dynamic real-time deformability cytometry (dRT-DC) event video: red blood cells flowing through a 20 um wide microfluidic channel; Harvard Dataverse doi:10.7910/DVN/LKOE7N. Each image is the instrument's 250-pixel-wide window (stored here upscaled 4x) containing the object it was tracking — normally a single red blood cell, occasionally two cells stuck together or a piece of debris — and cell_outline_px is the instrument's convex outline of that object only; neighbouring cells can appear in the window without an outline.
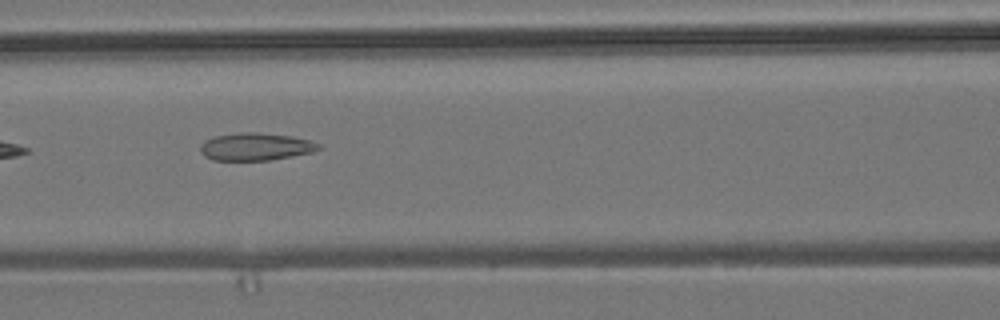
{"species": "common noctule bat (a hibernating species)", "species_latin": "Nyctalus noctula", "temperature_condition": "room temperature", "stored_images_in_passage": 9, "camera_frame_rate_fps": 3000, "um_per_image_px": 0.085, "animal": {"sex": "male", "body_mass_g": 19.2, "forearm_length_mm": 51.8}, "frame": {"image": 1, "passage_image": 7, "time_ms": 7.0, "image_size_px": [1000, 320], "cell_outline_px": [[320, 148], [312, 152], [272, 160], [212, 160], [204, 156], [200, 152], [200, 144], [204, 140], [216, 136], [240, 132], [256, 132], [292, 136], [308, 140], [320, 144]], "centroid_in_image_um": [21.69, 12.47], "position_along_channel_um": 144.9, "area_um2": 19.02}}
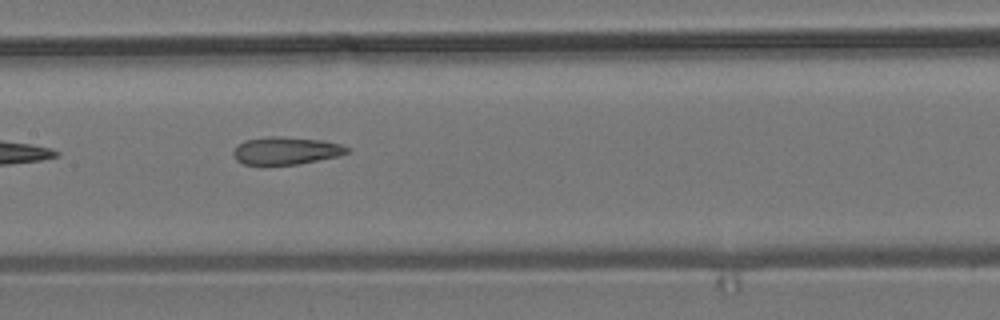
{"frame": {"image": 2, "passage_image": 8, "time_ms": 8.0, "image_size_px": [1000, 320], "cell_outline_px": [[352, 148], [348, 152], [336, 156], [296, 164], [244, 164], [236, 160], [232, 152], [244, 140], [268, 136], [280, 136], [320, 140], [340, 144]], "centroid_in_image_um": [24.3, 12.79], "position_along_channel_um": 183.1, "area_um2": 17.98}}
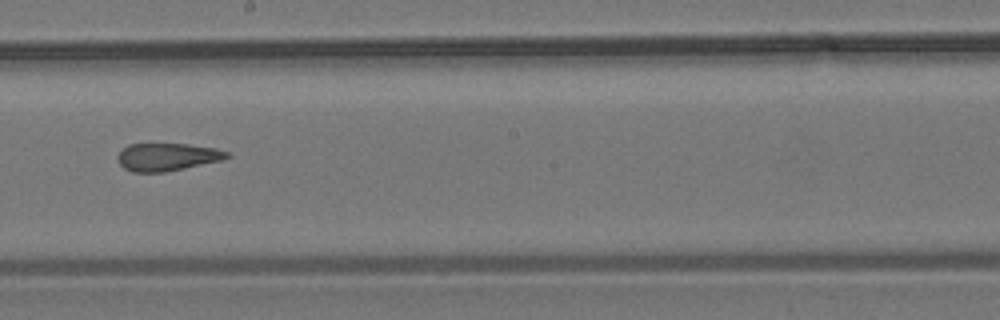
{"frame": {"image": 3, "passage_image": 9, "time_ms": 9.333, "image_size_px": [1000, 320], "cell_outline_px": [[232, 156], [224, 160], [164, 172], [132, 172], [124, 168], [120, 164], [116, 156], [128, 144], [188, 144], [216, 148], [228, 152]], "centroid_in_image_um": [14.24, 13.34], "position_along_channel_um": 234.0, "area_um2": 17.69}}